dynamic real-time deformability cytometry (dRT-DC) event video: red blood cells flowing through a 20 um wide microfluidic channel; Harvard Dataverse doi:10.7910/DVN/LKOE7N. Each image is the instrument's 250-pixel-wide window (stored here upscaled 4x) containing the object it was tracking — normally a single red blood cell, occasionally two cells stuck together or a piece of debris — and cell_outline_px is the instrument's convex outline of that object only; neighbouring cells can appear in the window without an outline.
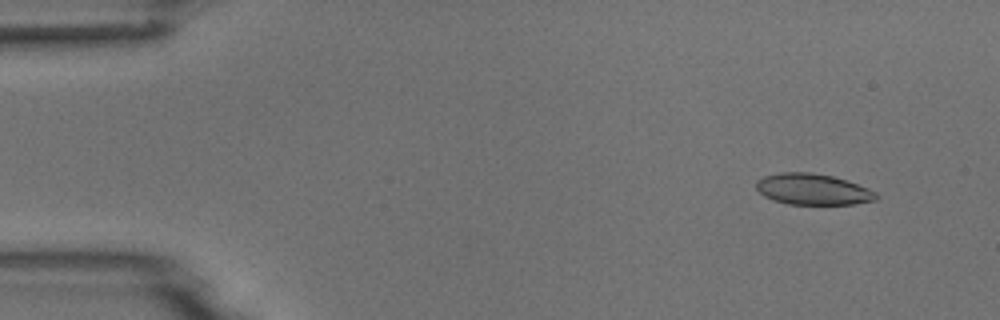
{"species": "common noctule bat (a hibernating species)", "species_latin": "Nyctalus noctula", "temperature_condition": "room temperature", "stored_images_in_passage": 6, "segment_of_instrument_passage": [1, 2], "camera_frame_rate_fps": 3000, "um_per_image_px": 0.085, "animal": {"sex": "male", "body_mass_g": 18.8}, "frame": {"image": 1, "passage_image": 2, "time_ms": 1.333, "image_size_px": [1000, 320], "cell_outline_px": [[880, 196], [876, 200], [856, 204], [788, 204], [772, 200], [764, 196], [756, 188], [756, 180], [764, 176], [780, 172], [812, 172], [832, 176], [868, 188], [876, 192]], "centroid_in_image_um": [69.08, 16.09], "position_along_channel_um": 15.9, "area_um2": 21.79}}
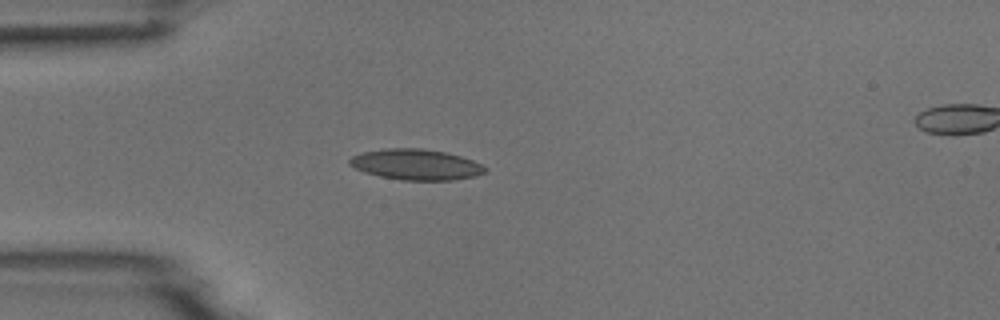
{"frame": {"image": 2, "passage_image": 5, "time_ms": 4.667, "image_size_px": [1000, 320], "cell_outline_px": [[488, 172], [476, 176], [452, 180], [400, 180], [380, 176], [364, 172], [348, 164], [348, 160], [352, 156], [360, 152], [384, 148], [424, 148], [444, 152], [460, 156], [472, 160], [488, 168]], "centroid_in_image_um": [35.35, 13.98], "position_along_channel_um": 49.6, "area_um2": 24.45}}